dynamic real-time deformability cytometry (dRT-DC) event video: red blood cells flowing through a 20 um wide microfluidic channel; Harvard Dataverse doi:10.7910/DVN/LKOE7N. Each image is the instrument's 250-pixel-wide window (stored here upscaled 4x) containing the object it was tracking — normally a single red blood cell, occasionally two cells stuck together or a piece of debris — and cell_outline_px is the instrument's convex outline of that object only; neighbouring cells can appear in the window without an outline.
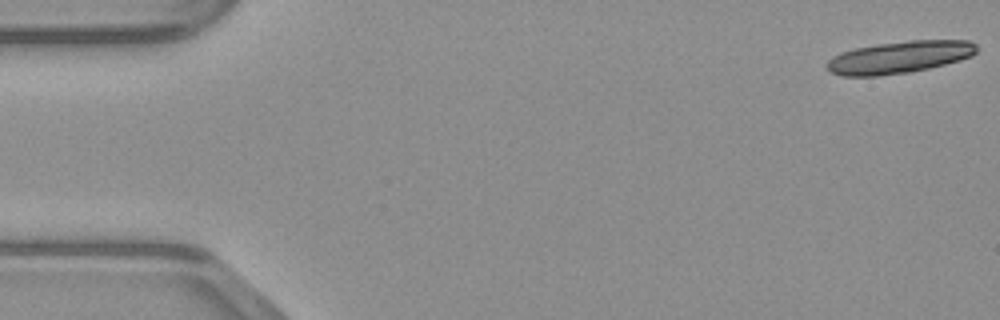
{"species": "common noctule bat (a hibernating species)", "species_latin": "Nyctalus noctula", "temperature_condition": "warm", "stored_images_in_passage": 7, "camera_frame_rate_fps": 3000, "um_per_image_px": 0.085, "animal": {"sex": "male", "body_mass_g": 23.1, "forearm_length_mm": 52.7}, "frame": {"image": 1, "passage_image": 1, "time_ms": 0.0, "image_size_px": [1000, 320], "cell_outline_px": [[976, 52], [972, 56], [960, 60], [928, 68], [908, 72], [880, 76], [844, 76], [832, 72], [824, 64], [832, 56], [840, 52], [856, 48], [876, 44], [908, 40], [968, 40], [976, 44]], "centroid_in_image_um": [76.43, 4.86], "position_along_channel_um": 8.6, "area_um2": 28.09}}